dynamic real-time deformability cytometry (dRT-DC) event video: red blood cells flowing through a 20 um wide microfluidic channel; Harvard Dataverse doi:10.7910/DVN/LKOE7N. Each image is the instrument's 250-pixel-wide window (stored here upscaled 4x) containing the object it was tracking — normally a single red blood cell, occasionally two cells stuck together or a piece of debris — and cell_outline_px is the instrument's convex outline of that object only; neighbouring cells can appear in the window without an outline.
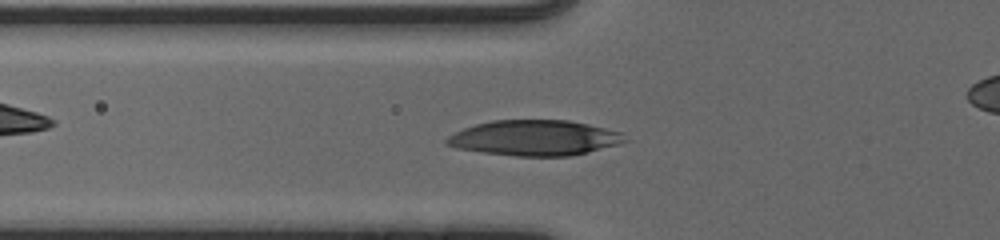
{"species": "human", "species_latin": "Homo sapiens", "temperature_condition": "cold", "stored_images_in_passage": 37, "camera_frame_rate_fps": 3000, "um_per_image_px": 0.085, "donor": {"sex": "male"}, "frame": {"image": 1, "passage_image": 7, "time_ms": 2.0, "image_size_px": [1000, 240], "cell_outline_px": [[628, 140], [616, 144], [588, 152], [568, 156], [516, 156], [484, 152], [456, 148], [444, 144], [444, 140], [448, 136], [464, 128], [476, 124], [492, 120], [568, 120], [588, 124], [620, 132]], "centroid_in_image_um": [45.39, 11.72], "position_along_channel_um": 80.4, "area_um2": 36.47}}
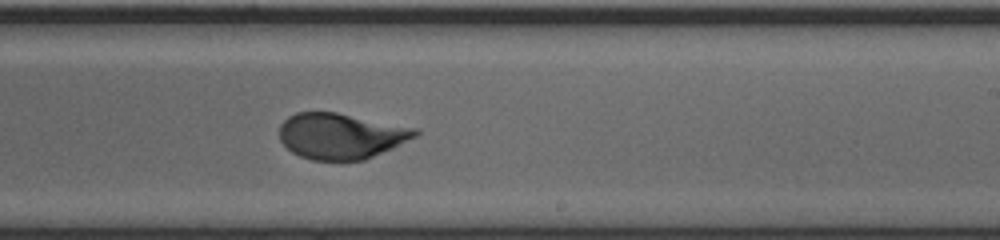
{"frame": {"image": 2, "passage_image": 21, "time_ms": 6.667, "image_size_px": [1000, 240], "cell_outline_px": [[420, 132], [416, 136], [392, 148], [364, 160], [312, 160], [300, 156], [292, 152], [280, 140], [280, 124], [288, 116], [296, 112], [336, 112], [420, 128]], "centroid_in_image_um": [28.99, 11.54], "position_along_channel_um": 260.0, "area_um2": 36.3}}
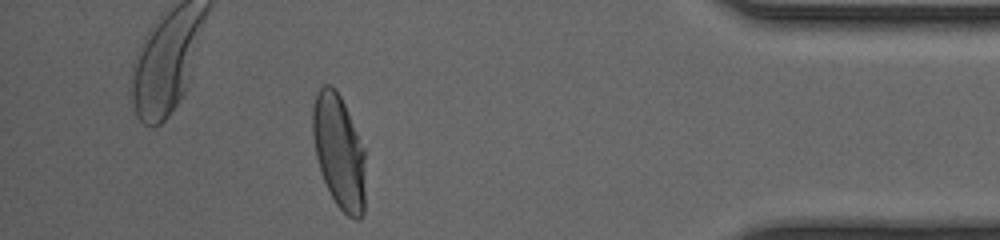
{"frame": {"image": 3, "passage_image": 35, "time_ms": 11.333, "image_size_px": [1000, 240], "cell_outline_px": [[364, 212], [360, 220], [356, 220], [348, 216], [336, 204], [320, 172], [316, 156], [312, 132], [312, 104], [316, 92], [324, 84], [332, 84], [336, 88], [348, 112], [364, 148]], "centroid_in_image_um": [28.79, 12.85], "position_along_channel_um": 406.4, "area_um2": 35.08}}